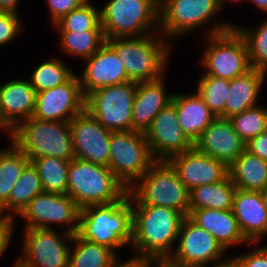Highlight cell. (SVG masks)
Returning a JSON list of instances; mask_svg holds the SVG:
<instances>
[{
  "label": "cell",
  "instance_id": "f1b7e54d",
  "mask_svg": "<svg viewBox=\"0 0 267 267\" xmlns=\"http://www.w3.org/2000/svg\"><path fill=\"white\" fill-rule=\"evenodd\" d=\"M236 186L229 175L221 182L196 187L190 191V209H232Z\"/></svg>",
  "mask_w": 267,
  "mask_h": 267
},
{
  "label": "cell",
  "instance_id": "f5cc1de1",
  "mask_svg": "<svg viewBox=\"0 0 267 267\" xmlns=\"http://www.w3.org/2000/svg\"><path fill=\"white\" fill-rule=\"evenodd\" d=\"M179 267H197V266H179Z\"/></svg>",
  "mask_w": 267,
  "mask_h": 267
},
{
  "label": "cell",
  "instance_id": "f35d334b",
  "mask_svg": "<svg viewBox=\"0 0 267 267\" xmlns=\"http://www.w3.org/2000/svg\"><path fill=\"white\" fill-rule=\"evenodd\" d=\"M18 13L0 11V46L12 41L22 32Z\"/></svg>",
  "mask_w": 267,
  "mask_h": 267
},
{
  "label": "cell",
  "instance_id": "5b68a950",
  "mask_svg": "<svg viewBox=\"0 0 267 267\" xmlns=\"http://www.w3.org/2000/svg\"><path fill=\"white\" fill-rule=\"evenodd\" d=\"M128 194L125 185L106 166L74 158L68 167L67 195L82 209L108 204Z\"/></svg>",
  "mask_w": 267,
  "mask_h": 267
},
{
  "label": "cell",
  "instance_id": "7c38bea8",
  "mask_svg": "<svg viewBox=\"0 0 267 267\" xmlns=\"http://www.w3.org/2000/svg\"><path fill=\"white\" fill-rule=\"evenodd\" d=\"M218 11L216 0H159V29L177 38L206 26Z\"/></svg>",
  "mask_w": 267,
  "mask_h": 267
},
{
  "label": "cell",
  "instance_id": "3957f363",
  "mask_svg": "<svg viewBox=\"0 0 267 267\" xmlns=\"http://www.w3.org/2000/svg\"><path fill=\"white\" fill-rule=\"evenodd\" d=\"M10 141L30 161L40 157L75 158L70 122L29 118L11 131Z\"/></svg>",
  "mask_w": 267,
  "mask_h": 267
},
{
  "label": "cell",
  "instance_id": "f6af8a7d",
  "mask_svg": "<svg viewBox=\"0 0 267 267\" xmlns=\"http://www.w3.org/2000/svg\"><path fill=\"white\" fill-rule=\"evenodd\" d=\"M20 0H0V11L17 13V6Z\"/></svg>",
  "mask_w": 267,
  "mask_h": 267
},
{
  "label": "cell",
  "instance_id": "d590c367",
  "mask_svg": "<svg viewBox=\"0 0 267 267\" xmlns=\"http://www.w3.org/2000/svg\"><path fill=\"white\" fill-rule=\"evenodd\" d=\"M197 94L216 116L224 118V105L229 90V80L203 74L197 84Z\"/></svg>",
  "mask_w": 267,
  "mask_h": 267
},
{
  "label": "cell",
  "instance_id": "bcb514c9",
  "mask_svg": "<svg viewBox=\"0 0 267 267\" xmlns=\"http://www.w3.org/2000/svg\"><path fill=\"white\" fill-rule=\"evenodd\" d=\"M150 267H179V266L171 263L168 259H163V260L150 259Z\"/></svg>",
  "mask_w": 267,
  "mask_h": 267
},
{
  "label": "cell",
  "instance_id": "e0dca14e",
  "mask_svg": "<svg viewBox=\"0 0 267 267\" xmlns=\"http://www.w3.org/2000/svg\"><path fill=\"white\" fill-rule=\"evenodd\" d=\"M70 128L75 158L108 167L112 131L105 129L86 109L70 120Z\"/></svg>",
  "mask_w": 267,
  "mask_h": 267
},
{
  "label": "cell",
  "instance_id": "7dc6e473",
  "mask_svg": "<svg viewBox=\"0 0 267 267\" xmlns=\"http://www.w3.org/2000/svg\"><path fill=\"white\" fill-rule=\"evenodd\" d=\"M212 267H238L234 256L228 260H222L220 262L214 263Z\"/></svg>",
  "mask_w": 267,
  "mask_h": 267
},
{
  "label": "cell",
  "instance_id": "277c9868",
  "mask_svg": "<svg viewBox=\"0 0 267 267\" xmlns=\"http://www.w3.org/2000/svg\"><path fill=\"white\" fill-rule=\"evenodd\" d=\"M154 34L156 35L151 33L142 37L106 39L122 61L131 82H147L164 75L171 46L169 42L165 43L163 36L155 37Z\"/></svg>",
  "mask_w": 267,
  "mask_h": 267
},
{
  "label": "cell",
  "instance_id": "52a82bcc",
  "mask_svg": "<svg viewBox=\"0 0 267 267\" xmlns=\"http://www.w3.org/2000/svg\"><path fill=\"white\" fill-rule=\"evenodd\" d=\"M218 24L208 30V47L201 63L206 68V75L231 80L251 69L248 47L231 22L220 21Z\"/></svg>",
  "mask_w": 267,
  "mask_h": 267
},
{
  "label": "cell",
  "instance_id": "1f68e13d",
  "mask_svg": "<svg viewBox=\"0 0 267 267\" xmlns=\"http://www.w3.org/2000/svg\"><path fill=\"white\" fill-rule=\"evenodd\" d=\"M30 162L37 170L44 192L67 194L70 161L54 157H40Z\"/></svg>",
  "mask_w": 267,
  "mask_h": 267
},
{
  "label": "cell",
  "instance_id": "ffe728a7",
  "mask_svg": "<svg viewBox=\"0 0 267 267\" xmlns=\"http://www.w3.org/2000/svg\"><path fill=\"white\" fill-rule=\"evenodd\" d=\"M85 60L83 73L79 76L85 97L98 88L130 81L122 61L107 42L90 58Z\"/></svg>",
  "mask_w": 267,
  "mask_h": 267
},
{
  "label": "cell",
  "instance_id": "d4e9b609",
  "mask_svg": "<svg viewBox=\"0 0 267 267\" xmlns=\"http://www.w3.org/2000/svg\"><path fill=\"white\" fill-rule=\"evenodd\" d=\"M266 73L251 68L243 75L229 80V90L224 105V118L255 107Z\"/></svg>",
  "mask_w": 267,
  "mask_h": 267
},
{
  "label": "cell",
  "instance_id": "7402d4cb",
  "mask_svg": "<svg viewBox=\"0 0 267 267\" xmlns=\"http://www.w3.org/2000/svg\"><path fill=\"white\" fill-rule=\"evenodd\" d=\"M232 211L241 233L249 243H258L267 234V210L261 192L237 188Z\"/></svg>",
  "mask_w": 267,
  "mask_h": 267
},
{
  "label": "cell",
  "instance_id": "ab89813d",
  "mask_svg": "<svg viewBox=\"0 0 267 267\" xmlns=\"http://www.w3.org/2000/svg\"><path fill=\"white\" fill-rule=\"evenodd\" d=\"M86 1L87 0H46L51 19H53L51 22L55 24L63 16L78 8Z\"/></svg>",
  "mask_w": 267,
  "mask_h": 267
},
{
  "label": "cell",
  "instance_id": "2e32d148",
  "mask_svg": "<svg viewBox=\"0 0 267 267\" xmlns=\"http://www.w3.org/2000/svg\"><path fill=\"white\" fill-rule=\"evenodd\" d=\"M145 136L155 160H167L194 148V143L179 125L177 109L172 102L156 115Z\"/></svg>",
  "mask_w": 267,
  "mask_h": 267
},
{
  "label": "cell",
  "instance_id": "60d3db41",
  "mask_svg": "<svg viewBox=\"0 0 267 267\" xmlns=\"http://www.w3.org/2000/svg\"><path fill=\"white\" fill-rule=\"evenodd\" d=\"M247 253L234 258L238 267H267V246L257 247Z\"/></svg>",
  "mask_w": 267,
  "mask_h": 267
},
{
  "label": "cell",
  "instance_id": "816d5d0a",
  "mask_svg": "<svg viewBox=\"0 0 267 267\" xmlns=\"http://www.w3.org/2000/svg\"><path fill=\"white\" fill-rule=\"evenodd\" d=\"M6 130L7 131V133L9 134V136H10V134H11V131L2 123V121H1V119H0V130Z\"/></svg>",
  "mask_w": 267,
  "mask_h": 267
},
{
  "label": "cell",
  "instance_id": "8992f818",
  "mask_svg": "<svg viewBox=\"0 0 267 267\" xmlns=\"http://www.w3.org/2000/svg\"><path fill=\"white\" fill-rule=\"evenodd\" d=\"M128 195L132 205L163 206L189 215L190 191L166 160H156L128 189Z\"/></svg>",
  "mask_w": 267,
  "mask_h": 267
},
{
  "label": "cell",
  "instance_id": "8d00e7d4",
  "mask_svg": "<svg viewBox=\"0 0 267 267\" xmlns=\"http://www.w3.org/2000/svg\"><path fill=\"white\" fill-rule=\"evenodd\" d=\"M234 131L247 143L267 131V107L257 105L228 118Z\"/></svg>",
  "mask_w": 267,
  "mask_h": 267
},
{
  "label": "cell",
  "instance_id": "f907efd6",
  "mask_svg": "<svg viewBox=\"0 0 267 267\" xmlns=\"http://www.w3.org/2000/svg\"><path fill=\"white\" fill-rule=\"evenodd\" d=\"M261 194L263 196V200H264L265 207L267 210V186L261 191Z\"/></svg>",
  "mask_w": 267,
  "mask_h": 267
},
{
  "label": "cell",
  "instance_id": "8fae6325",
  "mask_svg": "<svg viewBox=\"0 0 267 267\" xmlns=\"http://www.w3.org/2000/svg\"><path fill=\"white\" fill-rule=\"evenodd\" d=\"M22 257L15 263L18 267H69V243L73 235L57 234L51 229H25ZM67 242V243H66Z\"/></svg>",
  "mask_w": 267,
  "mask_h": 267
},
{
  "label": "cell",
  "instance_id": "83f0119b",
  "mask_svg": "<svg viewBox=\"0 0 267 267\" xmlns=\"http://www.w3.org/2000/svg\"><path fill=\"white\" fill-rule=\"evenodd\" d=\"M44 192L36 168L30 162L15 182L7 203L0 209V219L14 221V215H19L29 202L38 194ZM8 210V211H7ZM7 211L5 215L2 212Z\"/></svg>",
  "mask_w": 267,
  "mask_h": 267
},
{
  "label": "cell",
  "instance_id": "30bf717a",
  "mask_svg": "<svg viewBox=\"0 0 267 267\" xmlns=\"http://www.w3.org/2000/svg\"><path fill=\"white\" fill-rule=\"evenodd\" d=\"M135 91L131 81L98 88L86 96L85 109L107 130L130 131Z\"/></svg>",
  "mask_w": 267,
  "mask_h": 267
},
{
  "label": "cell",
  "instance_id": "7bdbcfd3",
  "mask_svg": "<svg viewBox=\"0 0 267 267\" xmlns=\"http://www.w3.org/2000/svg\"><path fill=\"white\" fill-rule=\"evenodd\" d=\"M15 222L8 219H0V257L12 241Z\"/></svg>",
  "mask_w": 267,
  "mask_h": 267
},
{
  "label": "cell",
  "instance_id": "9a60e30c",
  "mask_svg": "<svg viewBox=\"0 0 267 267\" xmlns=\"http://www.w3.org/2000/svg\"><path fill=\"white\" fill-rule=\"evenodd\" d=\"M86 97L75 73L63 84L37 92L32 118L70 122L85 110Z\"/></svg>",
  "mask_w": 267,
  "mask_h": 267
},
{
  "label": "cell",
  "instance_id": "6da1fadb",
  "mask_svg": "<svg viewBox=\"0 0 267 267\" xmlns=\"http://www.w3.org/2000/svg\"><path fill=\"white\" fill-rule=\"evenodd\" d=\"M132 242L135 256L155 260L169 259L185 216L171 208L132 205ZM136 208V209H135Z\"/></svg>",
  "mask_w": 267,
  "mask_h": 267
},
{
  "label": "cell",
  "instance_id": "e575fe53",
  "mask_svg": "<svg viewBox=\"0 0 267 267\" xmlns=\"http://www.w3.org/2000/svg\"><path fill=\"white\" fill-rule=\"evenodd\" d=\"M61 59H51L33 70L29 82L36 92H42L65 83L74 73Z\"/></svg>",
  "mask_w": 267,
  "mask_h": 267
},
{
  "label": "cell",
  "instance_id": "ee69618b",
  "mask_svg": "<svg viewBox=\"0 0 267 267\" xmlns=\"http://www.w3.org/2000/svg\"><path fill=\"white\" fill-rule=\"evenodd\" d=\"M119 257L115 260L112 267H150V258L135 256L127 261H119Z\"/></svg>",
  "mask_w": 267,
  "mask_h": 267
},
{
  "label": "cell",
  "instance_id": "603a6c76",
  "mask_svg": "<svg viewBox=\"0 0 267 267\" xmlns=\"http://www.w3.org/2000/svg\"><path fill=\"white\" fill-rule=\"evenodd\" d=\"M163 76L161 78L136 83L132 105V130L144 132L150 127L156 115L172 101V94H165Z\"/></svg>",
  "mask_w": 267,
  "mask_h": 267
},
{
  "label": "cell",
  "instance_id": "836d02e7",
  "mask_svg": "<svg viewBox=\"0 0 267 267\" xmlns=\"http://www.w3.org/2000/svg\"><path fill=\"white\" fill-rule=\"evenodd\" d=\"M54 26L58 31L103 30L100 9L93 6L90 0L63 16Z\"/></svg>",
  "mask_w": 267,
  "mask_h": 267
},
{
  "label": "cell",
  "instance_id": "7a4b0ae2",
  "mask_svg": "<svg viewBox=\"0 0 267 267\" xmlns=\"http://www.w3.org/2000/svg\"><path fill=\"white\" fill-rule=\"evenodd\" d=\"M133 208L127 194L123 199L91 205L80 210L77 235L86 241L116 249L132 242Z\"/></svg>",
  "mask_w": 267,
  "mask_h": 267
},
{
  "label": "cell",
  "instance_id": "9c48e42d",
  "mask_svg": "<svg viewBox=\"0 0 267 267\" xmlns=\"http://www.w3.org/2000/svg\"><path fill=\"white\" fill-rule=\"evenodd\" d=\"M109 168L129 189L156 161L150 152L144 132L118 131L110 137Z\"/></svg>",
  "mask_w": 267,
  "mask_h": 267
},
{
  "label": "cell",
  "instance_id": "4fadbf2b",
  "mask_svg": "<svg viewBox=\"0 0 267 267\" xmlns=\"http://www.w3.org/2000/svg\"><path fill=\"white\" fill-rule=\"evenodd\" d=\"M80 210L67 194L42 192L29 202L19 216L27 221L25 229H51L52 224H66L65 231L74 235L78 230Z\"/></svg>",
  "mask_w": 267,
  "mask_h": 267
},
{
  "label": "cell",
  "instance_id": "681fc988",
  "mask_svg": "<svg viewBox=\"0 0 267 267\" xmlns=\"http://www.w3.org/2000/svg\"><path fill=\"white\" fill-rule=\"evenodd\" d=\"M217 1V4L221 10V7L226 3V2H241V0H216ZM243 1V0H242Z\"/></svg>",
  "mask_w": 267,
  "mask_h": 267
},
{
  "label": "cell",
  "instance_id": "c3c4849f",
  "mask_svg": "<svg viewBox=\"0 0 267 267\" xmlns=\"http://www.w3.org/2000/svg\"><path fill=\"white\" fill-rule=\"evenodd\" d=\"M250 2L256 5V7L259 8L264 13L267 12V0H251Z\"/></svg>",
  "mask_w": 267,
  "mask_h": 267
},
{
  "label": "cell",
  "instance_id": "cb8c5ba5",
  "mask_svg": "<svg viewBox=\"0 0 267 267\" xmlns=\"http://www.w3.org/2000/svg\"><path fill=\"white\" fill-rule=\"evenodd\" d=\"M188 218L210 233L225 250L231 245L240 243L258 245V243H249L244 238L232 209H189Z\"/></svg>",
  "mask_w": 267,
  "mask_h": 267
},
{
  "label": "cell",
  "instance_id": "b9f144b4",
  "mask_svg": "<svg viewBox=\"0 0 267 267\" xmlns=\"http://www.w3.org/2000/svg\"><path fill=\"white\" fill-rule=\"evenodd\" d=\"M246 149L261 159L267 161V131L251 138L246 143Z\"/></svg>",
  "mask_w": 267,
  "mask_h": 267
},
{
  "label": "cell",
  "instance_id": "ba28073f",
  "mask_svg": "<svg viewBox=\"0 0 267 267\" xmlns=\"http://www.w3.org/2000/svg\"><path fill=\"white\" fill-rule=\"evenodd\" d=\"M100 16L106 39L142 37L159 26V0H110Z\"/></svg>",
  "mask_w": 267,
  "mask_h": 267
},
{
  "label": "cell",
  "instance_id": "f546056e",
  "mask_svg": "<svg viewBox=\"0 0 267 267\" xmlns=\"http://www.w3.org/2000/svg\"><path fill=\"white\" fill-rule=\"evenodd\" d=\"M71 243L74 244L70 246L69 267H112L118 258L109 247L81 239L77 234Z\"/></svg>",
  "mask_w": 267,
  "mask_h": 267
},
{
  "label": "cell",
  "instance_id": "4316f807",
  "mask_svg": "<svg viewBox=\"0 0 267 267\" xmlns=\"http://www.w3.org/2000/svg\"><path fill=\"white\" fill-rule=\"evenodd\" d=\"M236 188L261 192L267 186V161L245 149L228 167Z\"/></svg>",
  "mask_w": 267,
  "mask_h": 267
},
{
  "label": "cell",
  "instance_id": "484cf974",
  "mask_svg": "<svg viewBox=\"0 0 267 267\" xmlns=\"http://www.w3.org/2000/svg\"><path fill=\"white\" fill-rule=\"evenodd\" d=\"M171 102L177 109L179 125L193 143L216 118L196 92L190 95L173 93Z\"/></svg>",
  "mask_w": 267,
  "mask_h": 267
},
{
  "label": "cell",
  "instance_id": "4dcf8cb0",
  "mask_svg": "<svg viewBox=\"0 0 267 267\" xmlns=\"http://www.w3.org/2000/svg\"><path fill=\"white\" fill-rule=\"evenodd\" d=\"M10 142L9 149L0 151V209L7 203L15 182L30 163L29 158Z\"/></svg>",
  "mask_w": 267,
  "mask_h": 267
},
{
  "label": "cell",
  "instance_id": "5bb4252c",
  "mask_svg": "<svg viewBox=\"0 0 267 267\" xmlns=\"http://www.w3.org/2000/svg\"><path fill=\"white\" fill-rule=\"evenodd\" d=\"M178 245L169 261L178 266L206 267L222 261L225 249L206 230L198 227L188 217L181 223Z\"/></svg>",
  "mask_w": 267,
  "mask_h": 267
},
{
  "label": "cell",
  "instance_id": "d6a6232c",
  "mask_svg": "<svg viewBox=\"0 0 267 267\" xmlns=\"http://www.w3.org/2000/svg\"><path fill=\"white\" fill-rule=\"evenodd\" d=\"M64 52L88 59L106 42L103 30L59 31Z\"/></svg>",
  "mask_w": 267,
  "mask_h": 267
},
{
  "label": "cell",
  "instance_id": "44dd1931",
  "mask_svg": "<svg viewBox=\"0 0 267 267\" xmlns=\"http://www.w3.org/2000/svg\"><path fill=\"white\" fill-rule=\"evenodd\" d=\"M36 96L29 80H11L0 85V119L10 131L20 122L32 118Z\"/></svg>",
  "mask_w": 267,
  "mask_h": 267
},
{
  "label": "cell",
  "instance_id": "ac0fdd59",
  "mask_svg": "<svg viewBox=\"0 0 267 267\" xmlns=\"http://www.w3.org/2000/svg\"><path fill=\"white\" fill-rule=\"evenodd\" d=\"M166 161L189 191L221 182L229 175L228 167L223 162L200 153L195 148L170 156Z\"/></svg>",
  "mask_w": 267,
  "mask_h": 267
},
{
  "label": "cell",
  "instance_id": "d6986e66",
  "mask_svg": "<svg viewBox=\"0 0 267 267\" xmlns=\"http://www.w3.org/2000/svg\"><path fill=\"white\" fill-rule=\"evenodd\" d=\"M194 148L229 167L246 149V142L234 131L228 118L216 117L194 142Z\"/></svg>",
  "mask_w": 267,
  "mask_h": 267
},
{
  "label": "cell",
  "instance_id": "74e56055",
  "mask_svg": "<svg viewBox=\"0 0 267 267\" xmlns=\"http://www.w3.org/2000/svg\"><path fill=\"white\" fill-rule=\"evenodd\" d=\"M233 27L238 30L247 43L251 68L267 74V19L255 29H244L235 24Z\"/></svg>",
  "mask_w": 267,
  "mask_h": 267
}]
</instances>
